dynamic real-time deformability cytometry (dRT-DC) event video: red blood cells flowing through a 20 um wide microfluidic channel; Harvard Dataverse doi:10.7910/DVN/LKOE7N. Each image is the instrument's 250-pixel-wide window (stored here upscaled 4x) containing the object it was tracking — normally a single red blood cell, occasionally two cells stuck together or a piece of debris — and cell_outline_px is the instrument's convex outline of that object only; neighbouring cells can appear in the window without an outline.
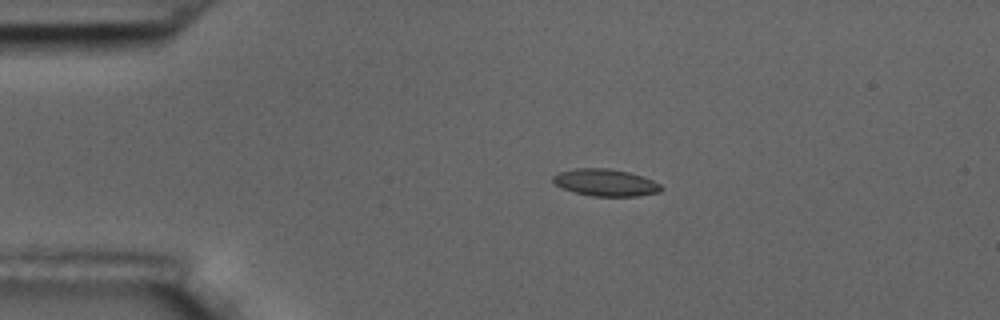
{"species": "common noctule bat (a hibernating species)", "species_latin": "Nyctalus noctula", "temperature_condition": "room temperature", "stored_images_in_passage": 4, "camera_frame_rate_fps": 3000, "um_per_image_px": 0.085, "animal": {"sex": "male", "body_mass_g": 17.5, "forearm_length_mm": 52.3}, "frame": {"image": 1, "passage_image": 3, "time_ms": 3.0, "image_size_px": [1000, 320], "cell_outline_px": [[664, 188], [660, 192], [640, 196], [592, 196], [576, 192], [564, 188], [556, 184], [552, 180], [552, 176], [560, 172], [576, 168], [608, 168], [628, 172], [652, 180], [660, 184]], "centroid_in_image_um": [51.5, 15.52], "position_along_channel_um": 33.5, "area_um2": 16.88}}